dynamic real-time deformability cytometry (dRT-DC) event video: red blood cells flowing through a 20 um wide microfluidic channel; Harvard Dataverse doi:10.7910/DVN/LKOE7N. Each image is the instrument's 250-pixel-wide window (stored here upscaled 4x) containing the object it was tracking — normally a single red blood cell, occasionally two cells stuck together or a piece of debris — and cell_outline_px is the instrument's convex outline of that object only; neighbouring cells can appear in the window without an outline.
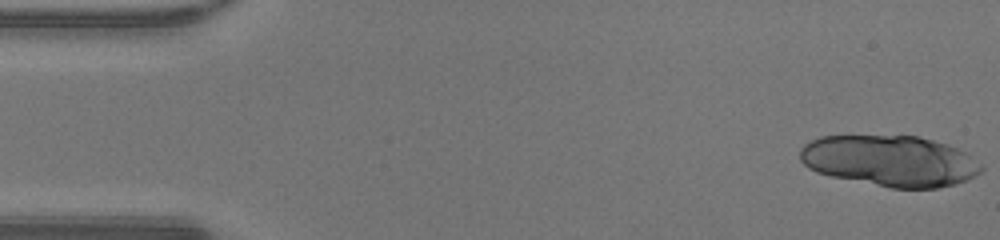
{"species": "human", "species_latin": "Homo sapiens", "temperature_condition": "warm", "stored_images_in_passage": 23, "segment_of_instrument_passage": [1, 2], "camera_frame_rate_fps": 3000, "um_per_image_px": 0.085, "donor": {"sex": "male"}, "frame": {"image": 1, "passage_image": 1, "time_ms": 0.0, "image_size_px": [1000, 240], "cell_outline_px": [[984, 168], [976, 176], [968, 180], [936, 188], [892, 188], [832, 176], [816, 172], [808, 168], [800, 160], [800, 148], [804, 144], [820, 136], [920, 136], [948, 144], [972, 156]], "centroid_in_image_um": [75.65, 13.67], "position_along_channel_um": 9.3, "area_um2": 53.81}}
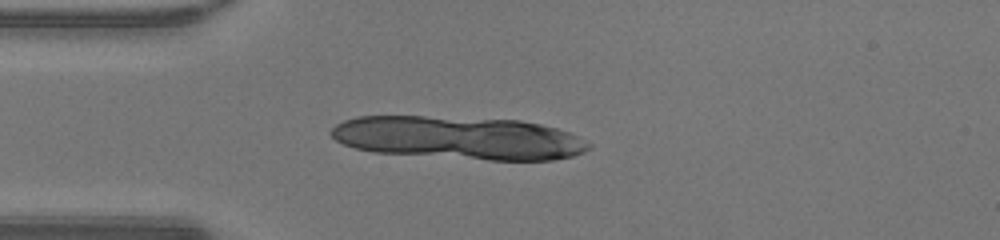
{"frame": {"image": 2, "passage_image": 12, "time_ms": 3.667, "image_size_px": [1000, 240], "cell_outline_px": [[592, 148], [584, 152], [572, 156], [552, 160], [488, 160], [372, 152], [356, 148], [344, 144], [336, 140], [328, 132], [336, 124], [344, 120], [356, 116], [424, 116], [520, 120], [540, 124], [556, 128], [568, 132], [592, 144]], "centroid_in_image_um": [38.98, 11.72], "position_along_channel_um": 46.0, "area_um2": 64.74}}